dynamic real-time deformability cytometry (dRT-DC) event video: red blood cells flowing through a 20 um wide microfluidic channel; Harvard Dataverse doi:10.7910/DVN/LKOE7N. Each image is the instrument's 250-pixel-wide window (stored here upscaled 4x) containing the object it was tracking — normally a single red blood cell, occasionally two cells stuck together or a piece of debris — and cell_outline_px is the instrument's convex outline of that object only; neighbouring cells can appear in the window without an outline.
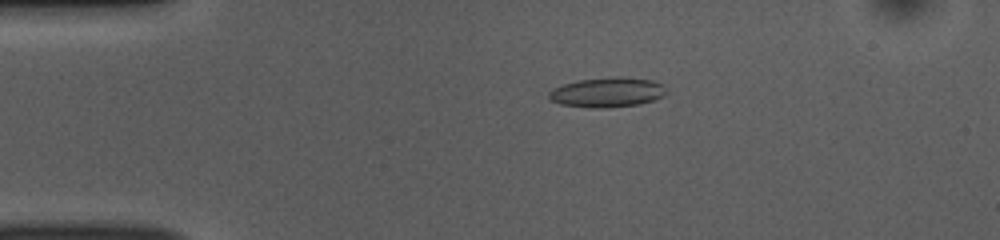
{"species": "common noctule bat (a hibernating species)", "species_latin": "Nyctalus noctula", "temperature_condition": "room temperature", "stored_images_in_passage": 47, "camera_frame_rate_fps": 3000, "um_per_image_px": 0.085, "animal": {"sex": "female", "body_mass_g": 10.0, "forearm_length_mm": 53.1}, "frame": {"image": 1, "passage_image": 6, "time_ms": 1.667, "image_size_px": [1000, 240], "cell_outline_px": [[668, 92], [664, 96], [640, 104], [608, 108], [596, 108], [560, 104], [552, 100], [548, 96], [548, 92], [552, 88], [576, 80], [616, 76], [620, 76], [652, 80], [660, 84]], "centroid_in_image_um": [51.61, 7.84], "position_along_channel_um": 33.4, "area_um2": 20.46}}
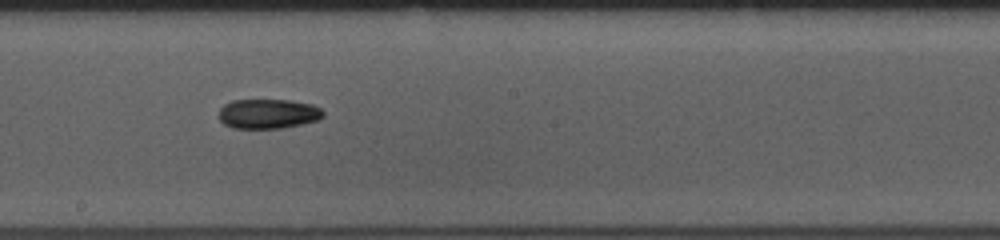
{"frame": {"image": 2, "passage_image": 24, "time_ms": 7.667, "image_size_px": [1000, 240], "cell_outline_px": [[324, 116], [316, 120], [284, 128], [232, 128], [224, 124], [220, 120], [220, 108], [224, 104], [232, 100], [288, 100], [312, 104], [320, 108], [324, 112]], "centroid_in_image_um": [22.78, 9.67], "position_along_channel_um": 225.4, "area_um2": 17.98}}
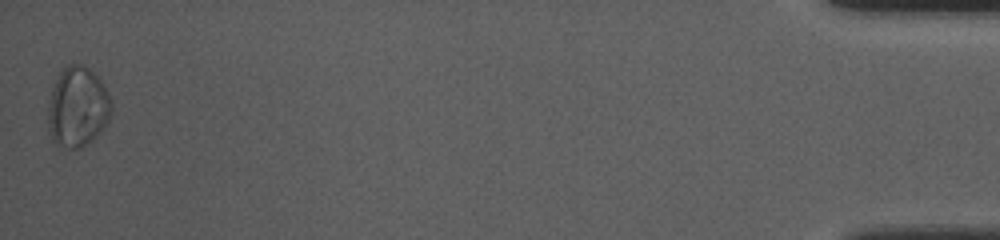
{"frame": {"image": 3, "passage_image": 47, "time_ms": 15.333, "image_size_px": [1000, 240], "cell_outline_px": [[112, 112], [108, 120], [100, 132], [92, 140], [80, 148], [64, 148], [52, 140], [48, 128], [48, 100], [52, 88], [64, 64], [84, 64], [104, 84], [112, 100]], "centroid_in_image_um": [6.59, 9.08], "position_along_channel_um": 428.6, "area_um2": 29.88}}